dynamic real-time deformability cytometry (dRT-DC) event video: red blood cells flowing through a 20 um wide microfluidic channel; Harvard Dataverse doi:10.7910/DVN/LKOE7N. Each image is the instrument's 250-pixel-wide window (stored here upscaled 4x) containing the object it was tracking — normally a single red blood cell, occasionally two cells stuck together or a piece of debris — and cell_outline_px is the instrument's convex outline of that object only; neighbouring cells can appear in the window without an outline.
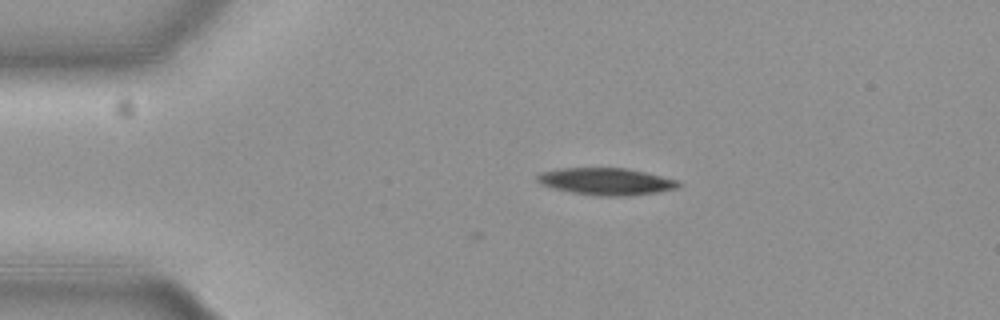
{"species": "common noctule bat (a hibernating species)", "species_latin": "Nyctalus noctula", "temperature_condition": "cold", "stored_images_in_passage": 6, "camera_frame_rate_fps": 3000, "um_per_image_px": 0.085, "animal": {"sex": "female", "body_mass_g": 19.3, "forearm_length_mm": 54.1}, "frame": {"image": 1, "passage_image": 6, "time_ms": 1.667, "image_size_px": [1000, 320], "cell_outline_px": [[680, 184], [676, 188], [656, 192], [632, 196], [596, 196], [572, 192], [540, 184], [536, 180], [536, 176], [540, 172], [560, 168], [628, 168], [676, 180]], "centroid_in_image_um": [51.48, 15.42], "position_along_channel_um": 33.5, "area_um2": 22.08}}